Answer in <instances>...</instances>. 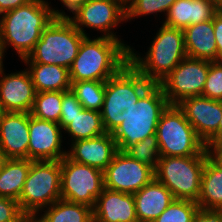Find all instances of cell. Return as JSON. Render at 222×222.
<instances>
[{
	"label": "cell",
	"instance_id": "25",
	"mask_svg": "<svg viewBox=\"0 0 222 222\" xmlns=\"http://www.w3.org/2000/svg\"><path fill=\"white\" fill-rule=\"evenodd\" d=\"M30 166V159L4 161L0 170V197L19 200Z\"/></svg>",
	"mask_w": 222,
	"mask_h": 222
},
{
	"label": "cell",
	"instance_id": "42",
	"mask_svg": "<svg viewBox=\"0 0 222 222\" xmlns=\"http://www.w3.org/2000/svg\"><path fill=\"white\" fill-rule=\"evenodd\" d=\"M39 217L35 216V215H27L22 222H42L40 219H38Z\"/></svg>",
	"mask_w": 222,
	"mask_h": 222
},
{
	"label": "cell",
	"instance_id": "21",
	"mask_svg": "<svg viewBox=\"0 0 222 222\" xmlns=\"http://www.w3.org/2000/svg\"><path fill=\"white\" fill-rule=\"evenodd\" d=\"M133 196L138 222H153L174 200L171 191L155 178Z\"/></svg>",
	"mask_w": 222,
	"mask_h": 222
},
{
	"label": "cell",
	"instance_id": "6",
	"mask_svg": "<svg viewBox=\"0 0 222 222\" xmlns=\"http://www.w3.org/2000/svg\"><path fill=\"white\" fill-rule=\"evenodd\" d=\"M85 37L68 18H54L41 33L33 51L22 61L70 69Z\"/></svg>",
	"mask_w": 222,
	"mask_h": 222
},
{
	"label": "cell",
	"instance_id": "22",
	"mask_svg": "<svg viewBox=\"0 0 222 222\" xmlns=\"http://www.w3.org/2000/svg\"><path fill=\"white\" fill-rule=\"evenodd\" d=\"M186 55L189 58L217 61L213 19L183 29Z\"/></svg>",
	"mask_w": 222,
	"mask_h": 222
},
{
	"label": "cell",
	"instance_id": "36",
	"mask_svg": "<svg viewBox=\"0 0 222 222\" xmlns=\"http://www.w3.org/2000/svg\"><path fill=\"white\" fill-rule=\"evenodd\" d=\"M213 26L217 44V61L222 62V16L219 12L213 17Z\"/></svg>",
	"mask_w": 222,
	"mask_h": 222
},
{
	"label": "cell",
	"instance_id": "31",
	"mask_svg": "<svg viewBox=\"0 0 222 222\" xmlns=\"http://www.w3.org/2000/svg\"><path fill=\"white\" fill-rule=\"evenodd\" d=\"M124 152L131 158L148 164L154 169L161 157L156 134L148 136L144 140L129 146Z\"/></svg>",
	"mask_w": 222,
	"mask_h": 222
},
{
	"label": "cell",
	"instance_id": "18",
	"mask_svg": "<svg viewBox=\"0 0 222 222\" xmlns=\"http://www.w3.org/2000/svg\"><path fill=\"white\" fill-rule=\"evenodd\" d=\"M71 143V151H67L66 154L70 160L102 171L112 162L118 151L111 133H105L92 139H80Z\"/></svg>",
	"mask_w": 222,
	"mask_h": 222
},
{
	"label": "cell",
	"instance_id": "28",
	"mask_svg": "<svg viewBox=\"0 0 222 222\" xmlns=\"http://www.w3.org/2000/svg\"><path fill=\"white\" fill-rule=\"evenodd\" d=\"M104 81L71 82V91L84 109L101 111L105 94Z\"/></svg>",
	"mask_w": 222,
	"mask_h": 222
},
{
	"label": "cell",
	"instance_id": "23",
	"mask_svg": "<svg viewBox=\"0 0 222 222\" xmlns=\"http://www.w3.org/2000/svg\"><path fill=\"white\" fill-rule=\"evenodd\" d=\"M28 70L36 93L71 90L69 69L59 65L30 63Z\"/></svg>",
	"mask_w": 222,
	"mask_h": 222
},
{
	"label": "cell",
	"instance_id": "47",
	"mask_svg": "<svg viewBox=\"0 0 222 222\" xmlns=\"http://www.w3.org/2000/svg\"><path fill=\"white\" fill-rule=\"evenodd\" d=\"M218 12L221 14L222 16V0L219 1L218 3Z\"/></svg>",
	"mask_w": 222,
	"mask_h": 222
},
{
	"label": "cell",
	"instance_id": "16",
	"mask_svg": "<svg viewBox=\"0 0 222 222\" xmlns=\"http://www.w3.org/2000/svg\"><path fill=\"white\" fill-rule=\"evenodd\" d=\"M29 113L5 112L0 120V153L6 159H28Z\"/></svg>",
	"mask_w": 222,
	"mask_h": 222
},
{
	"label": "cell",
	"instance_id": "29",
	"mask_svg": "<svg viewBox=\"0 0 222 222\" xmlns=\"http://www.w3.org/2000/svg\"><path fill=\"white\" fill-rule=\"evenodd\" d=\"M63 91L38 92L30 114L39 119L59 123Z\"/></svg>",
	"mask_w": 222,
	"mask_h": 222
},
{
	"label": "cell",
	"instance_id": "3",
	"mask_svg": "<svg viewBox=\"0 0 222 222\" xmlns=\"http://www.w3.org/2000/svg\"><path fill=\"white\" fill-rule=\"evenodd\" d=\"M153 85L130 62L105 83L100 111L106 133H113L128 116L131 108Z\"/></svg>",
	"mask_w": 222,
	"mask_h": 222
},
{
	"label": "cell",
	"instance_id": "33",
	"mask_svg": "<svg viewBox=\"0 0 222 222\" xmlns=\"http://www.w3.org/2000/svg\"><path fill=\"white\" fill-rule=\"evenodd\" d=\"M202 96L222 101V62H210Z\"/></svg>",
	"mask_w": 222,
	"mask_h": 222
},
{
	"label": "cell",
	"instance_id": "7",
	"mask_svg": "<svg viewBox=\"0 0 222 222\" xmlns=\"http://www.w3.org/2000/svg\"><path fill=\"white\" fill-rule=\"evenodd\" d=\"M207 158V149L196 156L160 157L154 169L155 179L171 191L174 199L197 202Z\"/></svg>",
	"mask_w": 222,
	"mask_h": 222
},
{
	"label": "cell",
	"instance_id": "46",
	"mask_svg": "<svg viewBox=\"0 0 222 222\" xmlns=\"http://www.w3.org/2000/svg\"><path fill=\"white\" fill-rule=\"evenodd\" d=\"M5 160H6V158L0 153V170H1L2 165H3Z\"/></svg>",
	"mask_w": 222,
	"mask_h": 222
},
{
	"label": "cell",
	"instance_id": "19",
	"mask_svg": "<svg viewBox=\"0 0 222 222\" xmlns=\"http://www.w3.org/2000/svg\"><path fill=\"white\" fill-rule=\"evenodd\" d=\"M93 222H138L133 194L103 188L93 208Z\"/></svg>",
	"mask_w": 222,
	"mask_h": 222
},
{
	"label": "cell",
	"instance_id": "12",
	"mask_svg": "<svg viewBox=\"0 0 222 222\" xmlns=\"http://www.w3.org/2000/svg\"><path fill=\"white\" fill-rule=\"evenodd\" d=\"M155 178L154 168L117 151L103 171L104 188L134 194Z\"/></svg>",
	"mask_w": 222,
	"mask_h": 222
},
{
	"label": "cell",
	"instance_id": "27",
	"mask_svg": "<svg viewBox=\"0 0 222 222\" xmlns=\"http://www.w3.org/2000/svg\"><path fill=\"white\" fill-rule=\"evenodd\" d=\"M72 137V142L80 139H92L106 133L99 111L83 109L73 118L68 119V125L63 129Z\"/></svg>",
	"mask_w": 222,
	"mask_h": 222
},
{
	"label": "cell",
	"instance_id": "11",
	"mask_svg": "<svg viewBox=\"0 0 222 222\" xmlns=\"http://www.w3.org/2000/svg\"><path fill=\"white\" fill-rule=\"evenodd\" d=\"M210 61L186 57L159 83L170 105L182 99L200 96L209 71Z\"/></svg>",
	"mask_w": 222,
	"mask_h": 222
},
{
	"label": "cell",
	"instance_id": "48",
	"mask_svg": "<svg viewBox=\"0 0 222 222\" xmlns=\"http://www.w3.org/2000/svg\"><path fill=\"white\" fill-rule=\"evenodd\" d=\"M4 113H5V111H4L2 104L0 102V120H1V117L4 115Z\"/></svg>",
	"mask_w": 222,
	"mask_h": 222
},
{
	"label": "cell",
	"instance_id": "9",
	"mask_svg": "<svg viewBox=\"0 0 222 222\" xmlns=\"http://www.w3.org/2000/svg\"><path fill=\"white\" fill-rule=\"evenodd\" d=\"M156 135L161 157L196 156L206 149V144L177 105H169L162 113Z\"/></svg>",
	"mask_w": 222,
	"mask_h": 222
},
{
	"label": "cell",
	"instance_id": "35",
	"mask_svg": "<svg viewBox=\"0 0 222 222\" xmlns=\"http://www.w3.org/2000/svg\"><path fill=\"white\" fill-rule=\"evenodd\" d=\"M26 216L17 200L0 197V222H22Z\"/></svg>",
	"mask_w": 222,
	"mask_h": 222
},
{
	"label": "cell",
	"instance_id": "37",
	"mask_svg": "<svg viewBox=\"0 0 222 222\" xmlns=\"http://www.w3.org/2000/svg\"><path fill=\"white\" fill-rule=\"evenodd\" d=\"M208 156L222 168V141H213L206 145Z\"/></svg>",
	"mask_w": 222,
	"mask_h": 222
},
{
	"label": "cell",
	"instance_id": "2",
	"mask_svg": "<svg viewBox=\"0 0 222 222\" xmlns=\"http://www.w3.org/2000/svg\"><path fill=\"white\" fill-rule=\"evenodd\" d=\"M130 49L121 39L100 36L91 40L86 36L69 69L70 81L106 82L129 62Z\"/></svg>",
	"mask_w": 222,
	"mask_h": 222
},
{
	"label": "cell",
	"instance_id": "44",
	"mask_svg": "<svg viewBox=\"0 0 222 222\" xmlns=\"http://www.w3.org/2000/svg\"><path fill=\"white\" fill-rule=\"evenodd\" d=\"M3 57H4V52H3V49H2V46H1V43H0V70L3 68Z\"/></svg>",
	"mask_w": 222,
	"mask_h": 222
},
{
	"label": "cell",
	"instance_id": "45",
	"mask_svg": "<svg viewBox=\"0 0 222 222\" xmlns=\"http://www.w3.org/2000/svg\"><path fill=\"white\" fill-rule=\"evenodd\" d=\"M221 110H222V101H221ZM220 141H222V119L220 120Z\"/></svg>",
	"mask_w": 222,
	"mask_h": 222
},
{
	"label": "cell",
	"instance_id": "10",
	"mask_svg": "<svg viewBox=\"0 0 222 222\" xmlns=\"http://www.w3.org/2000/svg\"><path fill=\"white\" fill-rule=\"evenodd\" d=\"M104 188L103 171L70 160H61V199L94 208Z\"/></svg>",
	"mask_w": 222,
	"mask_h": 222
},
{
	"label": "cell",
	"instance_id": "4",
	"mask_svg": "<svg viewBox=\"0 0 222 222\" xmlns=\"http://www.w3.org/2000/svg\"><path fill=\"white\" fill-rule=\"evenodd\" d=\"M129 50V62L151 83L159 84L187 57L183 29L162 24L145 56Z\"/></svg>",
	"mask_w": 222,
	"mask_h": 222
},
{
	"label": "cell",
	"instance_id": "20",
	"mask_svg": "<svg viewBox=\"0 0 222 222\" xmlns=\"http://www.w3.org/2000/svg\"><path fill=\"white\" fill-rule=\"evenodd\" d=\"M218 0H176L170 7L164 25L184 29L208 21L218 13Z\"/></svg>",
	"mask_w": 222,
	"mask_h": 222
},
{
	"label": "cell",
	"instance_id": "14",
	"mask_svg": "<svg viewBox=\"0 0 222 222\" xmlns=\"http://www.w3.org/2000/svg\"><path fill=\"white\" fill-rule=\"evenodd\" d=\"M176 105L206 145L220 141L221 101L200 95L184 98Z\"/></svg>",
	"mask_w": 222,
	"mask_h": 222
},
{
	"label": "cell",
	"instance_id": "5",
	"mask_svg": "<svg viewBox=\"0 0 222 222\" xmlns=\"http://www.w3.org/2000/svg\"><path fill=\"white\" fill-rule=\"evenodd\" d=\"M170 104L159 84H153L131 108L128 116L112 133L119 151L156 134L162 113Z\"/></svg>",
	"mask_w": 222,
	"mask_h": 222
},
{
	"label": "cell",
	"instance_id": "39",
	"mask_svg": "<svg viewBox=\"0 0 222 222\" xmlns=\"http://www.w3.org/2000/svg\"><path fill=\"white\" fill-rule=\"evenodd\" d=\"M63 5L68 8L73 14L74 12L82 6L87 0H60Z\"/></svg>",
	"mask_w": 222,
	"mask_h": 222
},
{
	"label": "cell",
	"instance_id": "13",
	"mask_svg": "<svg viewBox=\"0 0 222 222\" xmlns=\"http://www.w3.org/2000/svg\"><path fill=\"white\" fill-rule=\"evenodd\" d=\"M74 14L68 19L82 34L88 36L82 27L93 28L115 40L119 39L111 30L126 20V9L116 0H87Z\"/></svg>",
	"mask_w": 222,
	"mask_h": 222
},
{
	"label": "cell",
	"instance_id": "17",
	"mask_svg": "<svg viewBox=\"0 0 222 222\" xmlns=\"http://www.w3.org/2000/svg\"><path fill=\"white\" fill-rule=\"evenodd\" d=\"M35 95L28 70L7 75L3 68L0 70V102L5 112L30 113Z\"/></svg>",
	"mask_w": 222,
	"mask_h": 222
},
{
	"label": "cell",
	"instance_id": "43",
	"mask_svg": "<svg viewBox=\"0 0 222 222\" xmlns=\"http://www.w3.org/2000/svg\"><path fill=\"white\" fill-rule=\"evenodd\" d=\"M118 1L125 9L133 0H116Z\"/></svg>",
	"mask_w": 222,
	"mask_h": 222
},
{
	"label": "cell",
	"instance_id": "34",
	"mask_svg": "<svg viewBox=\"0 0 222 222\" xmlns=\"http://www.w3.org/2000/svg\"><path fill=\"white\" fill-rule=\"evenodd\" d=\"M83 109V106L71 90L63 91L62 110L58 123L60 127L64 129L68 125V119L73 118L77 113H81Z\"/></svg>",
	"mask_w": 222,
	"mask_h": 222
},
{
	"label": "cell",
	"instance_id": "30",
	"mask_svg": "<svg viewBox=\"0 0 222 222\" xmlns=\"http://www.w3.org/2000/svg\"><path fill=\"white\" fill-rule=\"evenodd\" d=\"M199 209L195 201L174 199L153 222H192Z\"/></svg>",
	"mask_w": 222,
	"mask_h": 222
},
{
	"label": "cell",
	"instance_id": "38",
	"mask_svg": "<svg viewBox=\"0 0 222 222\" xmlns=\"http://www.w3.org/2000/svg\"><path fill=\"white\" fill-rule=\"evenodd\" d=\"M32 0H0V15L17 7L28 4Z\"/></svg>",
	"mask_w": 222,
	"mask_h": 222
},
{
	"label": "cell",
	"instance_id": "41",
	"mask_svg": "<svg viewBox=\"0 0 222 222\" xmlns=\"http://www.w3.org/2000/svg\"><path fill=\"white\" fill-rule=\"evenodd\" d=\"M210 222H222V212L210 210Z\"/></svg>",
	"mask_w": 222,
	"mask_h": 222
},
{
	"label": "cell",
	"instance_id": "15",
	"mask_svg": "<svg viewBox=\"0 0 222 222\" xmlns=\"http://www.w3.org/2000/svg\"><path fill=\"white\" fill-rule=\"evenodd\" d=\"M63 130L53 121L32 116L29 113L28 159L31 161H61L67 154L61 151Z\"/></svg>",
	"mask_w": 222,
	"mask_h": 222
},
{
	"label": "cell",
	"instance_id": "1",
	"mask_svg": "<svg viewBox=\"0 0 222 222\" xmlns=\"http://www.w3.org/2000/svg\"><path fill=\"white\" fill-rule=\"evenodd\" d=\"M1 15L0 43L3 52L7 45H11L21 60L33 51L41 33L54 18L70 17L51 8L44 0H32Z\"/></svg>",
	"mask_w": 222,
	"mask_h": 222
},
{
	"label": "cell",
	"instance_id": "32",
	"mask_svg": "<svg viewBox=\"0 0 222 222\" xmlns=\"http://www.w3.org/2000/svg\"><path fill=\"white\" fill-rule=\"evenodd\" d=\"M176 0H133L126 8V20L142 15L166 12Z\"/></svg>",
	"mask_w": 222,
	"mask_h": 222
},
{
	"label": "cell",
	"instance_id": "26",
	"mask_svg": "<svg viewBox=\"0 0 222 222\" xmlns=\"http://www.w3.org/2000/svg\"><path fill=\"white\" fill-rule=\"evenodd\" d=\"M42 222H93V208L59 199L46 208Z\"/></svg>",
	"mask_w": 222,
	"mask_h": 222
},
{
	"label": "cell",
	"instance_id": "8",
	"mask_svg": "<svg viewBox=\"0 0 222 222\" xmlns=\"http://www.w3.org/2000/svg\"><path fill=\"white\" fill-rule=\"evenodd\" d=\"M61 199V161H31L20 198L25 215L39 214L44 207Z\"/></svg>",
	"mask_w": 222,
	"mask_h": 222
},
{
	"label": "cell",
	"instance_id": "40",
	"mask_svg": "<svg viewBox=\"0 0 222 222\" xmlns=\"http://www.w3.org/2000/svg\"><path fill=\"white\" fill-rule=\"evenodd\" d=\"M192 222H210V210L199 209L194 215Z\"/></svg>",
	"mask_w": 222,
	"mask_h": 222
},
{
	"label": "cell",
	"instance_id": "24",
	"mask_svg": "<svg viewBox=\"0 0 222 222\" xmlns=\"http://www.w3.org/2000/svg\"><path fill=\"white\" fill-rule=\"evenodd\" d=\"M197 204L202 210L222 212V168L209 156L202 172Z\"/></svg>",
	"mask_w": 222,
	"mask_h": 222
}]
</instances>
